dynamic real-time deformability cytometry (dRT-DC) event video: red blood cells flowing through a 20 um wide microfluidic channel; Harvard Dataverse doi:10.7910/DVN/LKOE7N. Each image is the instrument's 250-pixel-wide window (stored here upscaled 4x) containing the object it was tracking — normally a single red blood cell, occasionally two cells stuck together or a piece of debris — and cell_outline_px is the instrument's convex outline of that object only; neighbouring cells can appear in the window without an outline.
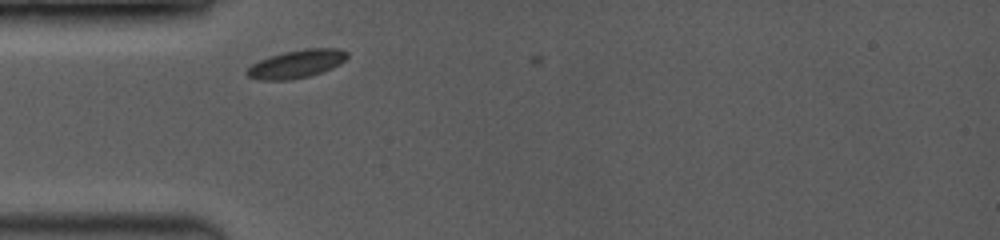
{"species": "common noctule bat (a hibernating species)", "species_latin": "Nyctalus noctula", "temperature_condition": "room temperature", "stored_images_in_passage": 4, "camera_frame_rate_fps": 3500, "um_per_image_px": 0.085, "animal": {"sex": "female", "body_mass_g": 19.0, "forearm_length_mm": 53.3}, "frame": {"image": 1, "passage_image": 2, "time_ms": 0.571, "image_size_px": [1000, 240], "cell_outline_px": [[348, 56], [340, 64], [332, 68], [308, 76], [288, 80], [260, 80], [248, 76], [244, 72], [252, 64], [260, 60], [284, 52], [308, 48], [340, 48], [348, 52]], "centroid_in_image_um": [25.21, 5.43], "position_along_channel_um": 59.8, "area_um2": 16.24}}
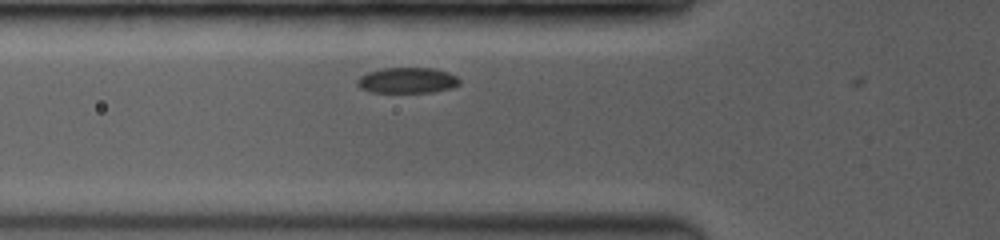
{"frame": {"image": 2, "passage_image": 3, "time_ms": 1.429, "image_size_px": [1000, 240], "cell_outline_px": [[460, 84], [452, 88], [432, 92], [372, 92], [360, 88], [356, 84], [356, 80], [360, 76], [368, 72], [384, 68], [432, 68], [448, 72], [456, 76], [460, 80]], "centroid_in_image_um": [34.62, 6.83], "position_along_channel_um": 91.2, "area_um2": 15.32}}